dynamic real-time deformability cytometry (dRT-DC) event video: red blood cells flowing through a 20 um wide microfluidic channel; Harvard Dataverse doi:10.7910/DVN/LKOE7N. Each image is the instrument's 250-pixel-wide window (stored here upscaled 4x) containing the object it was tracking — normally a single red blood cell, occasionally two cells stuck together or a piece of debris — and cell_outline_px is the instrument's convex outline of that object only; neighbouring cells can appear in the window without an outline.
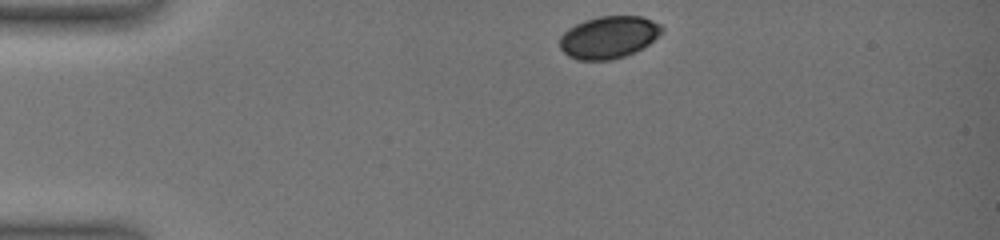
{"species": "common noctule bat (a hibernating species)", "species_latin": "Nyctalus noctula", "temperature_condition": "warm", "stored_images_in_passage": 11, "camera_frame_rate_fps": 3000, "um_per_image_px": 0.085, "animal": {"sex": "female", "body_mass_g": 19.0, "forearm_length_mm": 51.5}, "frame": {"image": 1, "passage_image": 1, "time_ms": 0.0, "image_size_px": [1000, 240], "cell_outline_px": [[664, 32], [648, 44], [624, 56], [612, 60], [576, 60], [568, 56], [560, 48], [560, 36], [568, 28], [584, 20], [600, 16], [640, 16], [652, 20], [660, 24], [664, 28]], "centroid_in_image_um": [51.73, 3.16], "position_along_channel_um": 33.3, "area_um2": 25.14}}
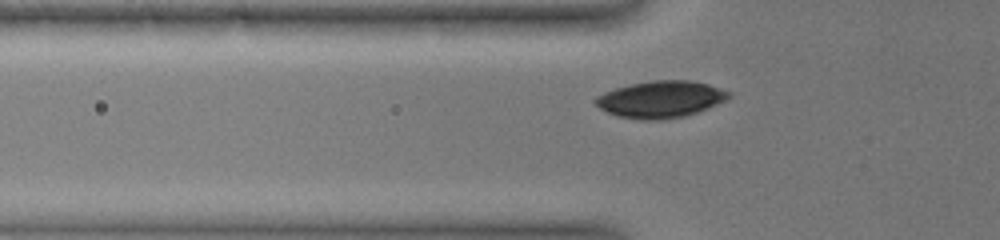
{"frame": {"image": 2, "passage_image": 6, "time_ms": 2.667, "image_size_px": [1000, 240], "cell_outline_px": [[732, 96], [728, 100], [688, 116], [668, 120], [640, 120], [616, 116], [592, 104], [592, 100], [596, 96], [604, 92], [616, 88], [632, 84], [652, 80], [692, 80], [708, 84], [732, 92]], "centroid_in_image_um": [56.17, 8.45], "position_along_channel_um": 69.6, "area_um2": 29.19}}
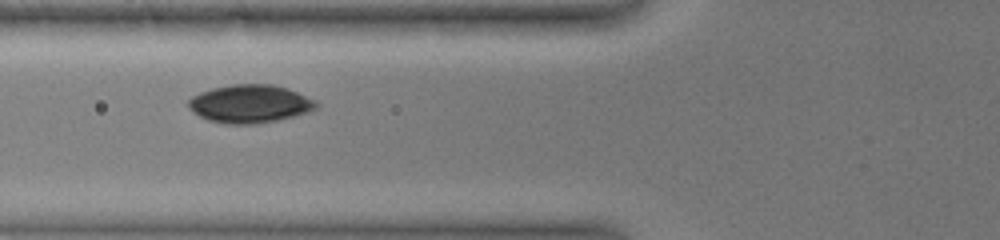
{"frame": {"image": 3, "passage_image": 8, "time_ms": 3.667, "image_size_px": [1000, 240], "cell_outline_px": [[320, 104], [316, 108], [308, 112], [296, 116], [280, 120], [256, 124], [224, 124], [208, 120], [192, 112], [188, 108], [188, 100], [192, 96], [200, 92], [212, 88], [232, 84], [272, 84], [288, 88], [316, 100]], "centroid_in_image_um": [21.25, 8.83], "position_along_channel_um": 104.5, "area_um2": 28.78}}